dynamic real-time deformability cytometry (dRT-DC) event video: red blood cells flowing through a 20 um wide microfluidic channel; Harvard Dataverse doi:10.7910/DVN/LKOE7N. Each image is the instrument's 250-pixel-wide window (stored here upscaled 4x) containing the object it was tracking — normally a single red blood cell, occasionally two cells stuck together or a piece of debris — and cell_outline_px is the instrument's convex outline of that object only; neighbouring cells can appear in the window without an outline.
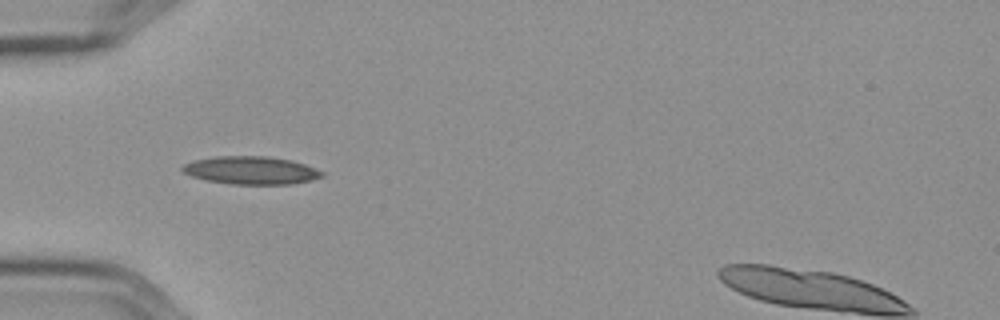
{"species": "Egyptian fruit bat (a non-hibernating species)", "species_latin": "Rousettus aegyptiacus", "temperature_condition": "cold", "stored_images_in_passage": 40, "segment_of_instrument_passage": [1, 2], "camera_frame_rate_fps": 3000, "um_per_image_px": 0.085, "frame": {"image": 1, "passage_image": 1, "time_ms": 0.0, "image_size_px": [1000, 320], "cell_outline_px": [[324, 176], [292, 184], [232, 184], [208, 180], [192, 176], [184, 172], [180, 168], [184, 164], [196, 160], [216, 156], [264, 156], [292, 160], [304, 164], [324, 172]], "centroid_in_image_um": [21.34, 14.47], "position_along_channel_um": 63.7, "area_um2": 22.43}}
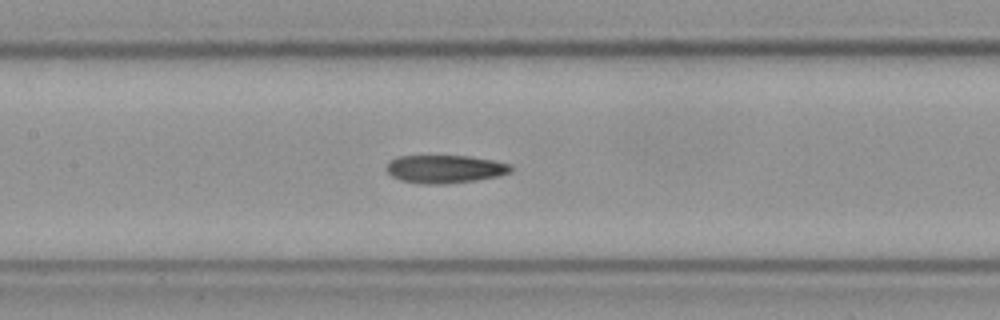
{"frame": {"image": 2, "passage_image": 10, "time_ms": 3.0, "image_size_px": [1000, 320], "cell_outline_px": [[512, 168], [508, 172], [500, 176], [476, 180], [444, 184], [424, 184], [400, 180], [392, 176], [388, 172], [388, 164], [392, 160], [400, 156], [468, 156], [492, 160], [508, 164]], "centroid_in_image_um": [37.82, 14.37], "position_along_channel_um": 169.6, "area_um2": 20.0}}
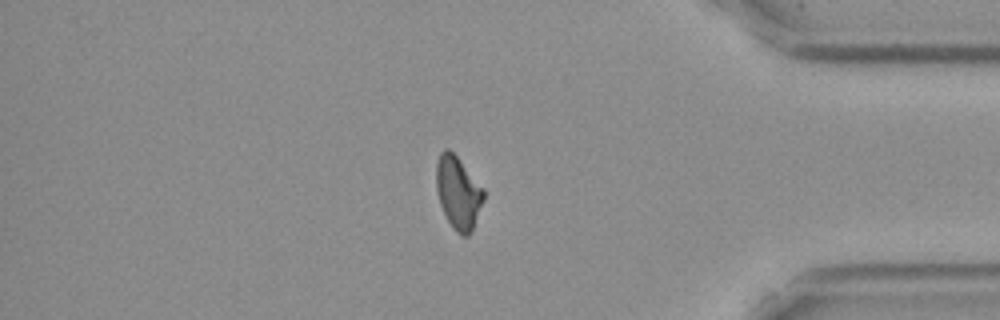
{"frame": {"image": 3, "passage_image": 31, "time_ms": 10.0, "image_size_px": [1000, 320], "cell_outline_px": [[484, 200], [472, 232], [468, 236], [460, 236], [456, 232], [448, 220], [440, 204], [436, 188], [436, 164], [440, 152], [444, 148], [448, 148], [456, 156], [484, 188]], "centroid_in_image_um": [38.95, 16.39], "position_along_channel_um": 396.3, "area_um2": 20.11}}